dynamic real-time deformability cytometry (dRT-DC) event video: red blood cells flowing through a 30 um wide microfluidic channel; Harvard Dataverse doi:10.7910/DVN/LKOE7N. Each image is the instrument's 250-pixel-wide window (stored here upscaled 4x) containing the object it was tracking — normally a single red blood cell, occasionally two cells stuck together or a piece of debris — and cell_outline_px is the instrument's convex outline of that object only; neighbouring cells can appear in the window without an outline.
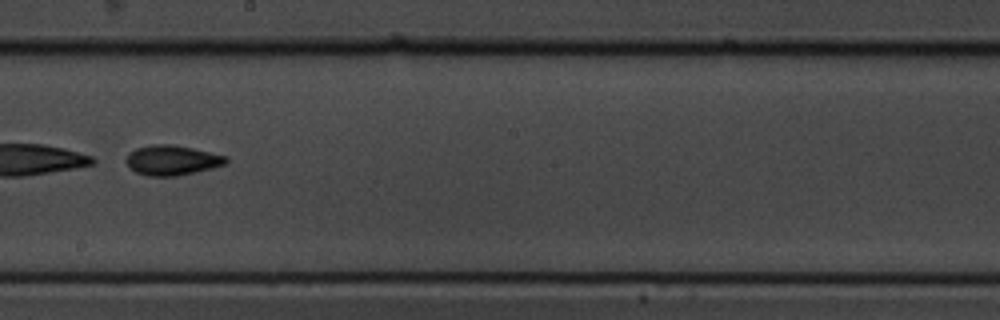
{"species": "common noctule bat (a hibernating species)", "species_latin": "Nyctalus noctula", "temperature_condition": "cold", "stored_images_in_passage": 9, "camera_frame_rate_fps": 3000, "um_per_image_px": 0.085, "animal": {"sex": "male", "body_mass_g": 19.5, "forearm_length_mm": 54.6}, "frame": {"image": 1, "passage_image": 7, "time_ms": 2.0, "image_size_px": [1000, 320], "cell_outline_px": [[228, 164], [196, 172], [176, 176], [148, 176], [136, 172], [124, 160], [128, 152], [136, 148], [152, 144], [172, 144], [192, 148], [228, 156]], "centroid_in_image_um": [14.64, 13.61], "position_along_channel_um": 233.6, "area_um2": 17.57}}